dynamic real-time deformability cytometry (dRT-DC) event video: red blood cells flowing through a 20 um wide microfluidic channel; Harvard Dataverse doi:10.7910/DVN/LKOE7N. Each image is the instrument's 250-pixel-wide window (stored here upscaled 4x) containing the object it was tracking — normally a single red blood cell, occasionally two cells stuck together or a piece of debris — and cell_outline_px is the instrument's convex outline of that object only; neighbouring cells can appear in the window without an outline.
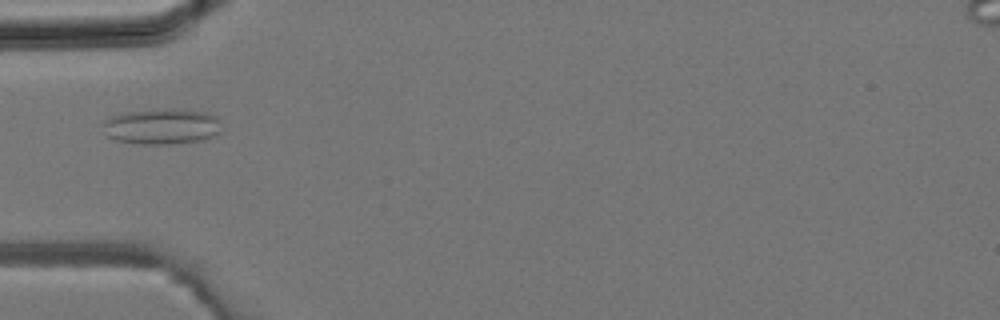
{"species": "common noctule bat (a hibernating species)", "species_latin": "Nyctalus noctula", "temperature_condition": "room temperature", "stored_images_in_passage": 24, "camera_frame_rate_fps": 3000, "um_per_image_px": 0.085, "animal": {"sex": "male", "body_mass_g": 19.2, "forearm_length_mm": 51.8}, "frame": {"image": 1, "passage_image": 1, "time_ms": 0.0, "image_size_px": [1000, 320], "cell_outline_px": [[220, 132], [204, 140], [172, 144], [144, 144], [116, 140], [108, 136], [104, 124], [104, 120], [112, 116], [124, 112], [204, 112], [216, 116], [220, 120]], "centroid_in_image_um": [13.78, 10.81], "position_along_channel_um": 71.2, "area_um2": 23.41}}
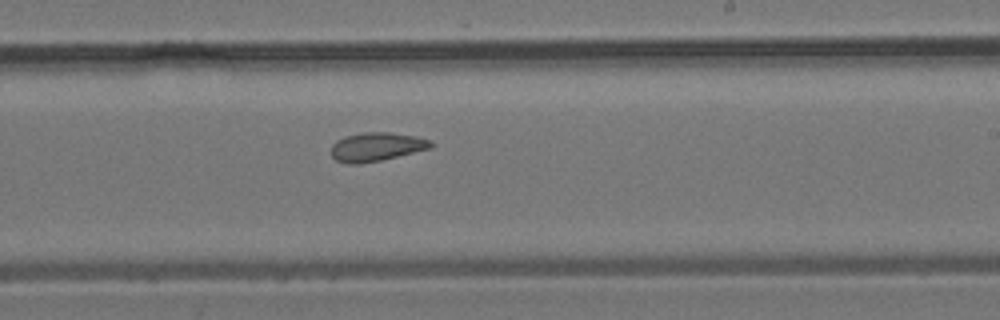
{"frame": {"image": 2, "passage_image": 11, "time_ms": 3.333, "image_size_px": [1000, 320], "cell_outline_px": [[436, 144], [432, 148], [380, 160], [356, 164], [348, 164], [336, 160], [332, 156], [332, 144], [336, 140], [344, 136], [364, 132], [388, 132], [416, 136], [432, 140]], "centroid_in_image_um": [32.03, 12.47], "position_along_channel_um": 257.0, "area_um2": 16.76}}
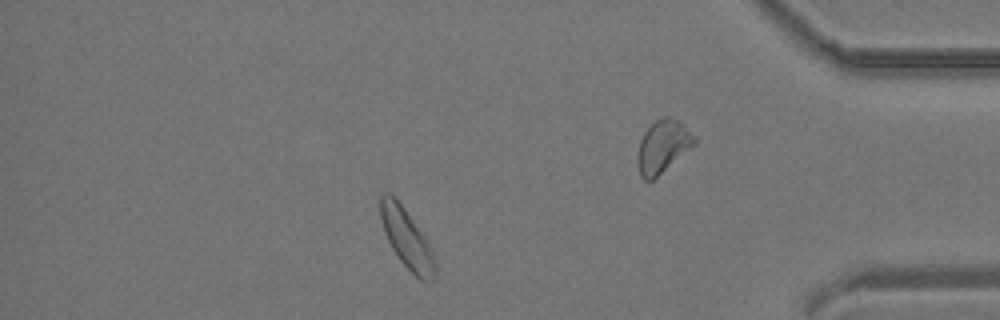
{"frame": {"image": 3, "passage_image": 18, "time_ms": 5.667, "image_size_px": [1000, 320], "cell_outline_px": [[436, 276], [432, 280], [420, 280], [400, 260], [392, 248], [384, 232], [380, 216], [380, 196], [384, 192], [388, 192], [404, 208], [428, 240], [436, 264]], "centroid_in_image_um": [34.58, 20.29], "position_along_channel_um": 400.6, "area_um2": 18.67}}